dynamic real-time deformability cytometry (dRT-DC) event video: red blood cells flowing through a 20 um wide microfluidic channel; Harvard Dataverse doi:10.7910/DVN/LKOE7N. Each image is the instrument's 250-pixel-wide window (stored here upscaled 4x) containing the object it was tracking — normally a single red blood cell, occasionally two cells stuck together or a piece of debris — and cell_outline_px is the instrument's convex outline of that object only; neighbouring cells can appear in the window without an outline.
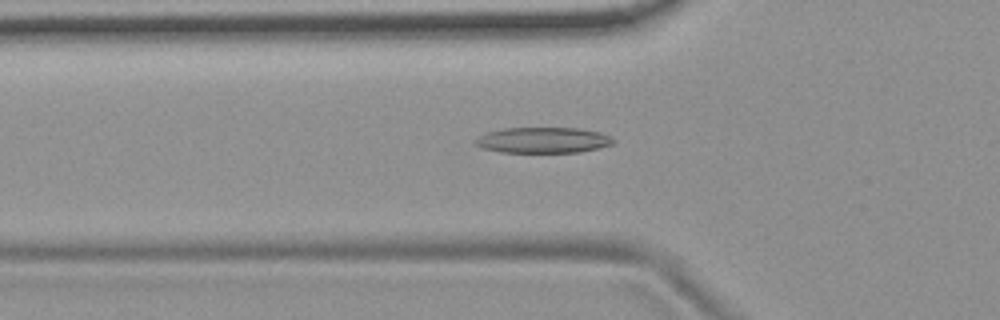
{"species": "common noctule bat (a hibernating species)", "species_latin": "Nyctalus noctula", "temperature_condition": "room temperature", "stored_images_in_passage": 38, "camera_frame_rate_fps": 3000, "um_per_image_px": 0.085, "animal": {"sex": "female", "body_mass_g": 19.9}, "frame": {"image": 1, "passage_image": 2, "time_ms": 0.333, "image_size_px": [1000, 320], "cell_outline_px": [[616, 140], [612, 144], [600, 148], [580, 152], [500, 152], [484, 148], [472, 144], [472, 140], [488, 132], [504, 128], [580, 128], [600, 132]], "centroid_in_image_um": [46.15, 11.91], "position_along_channel_um": 79.7, "area_um2": 20.75}}
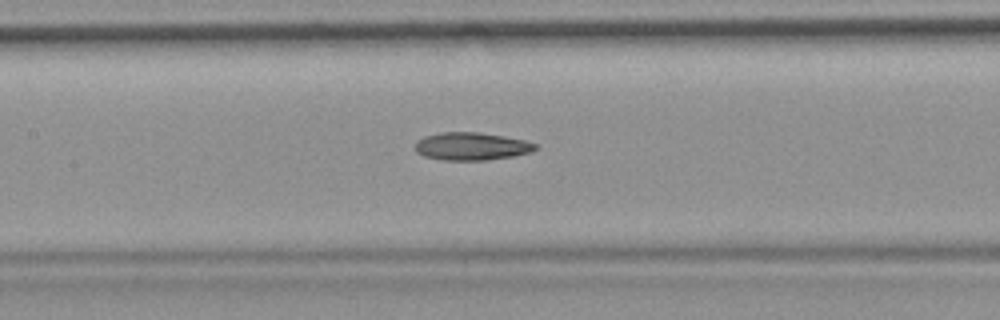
{"frame": {"image": 2, "passage_image": 9, "time_ms": 2.667, "image_size_px": [1000, 320], "cell_outline_px": [[536, 148], [532, 152], [512, 156], [484, 160], [444, 160], [424, 156], [416, 152], [416, 140], [424, 136], [440, 132], [476, 132], [504, 136], [524, 140], [536, 144]], "centroid_in_image_um": [40.05, 12.43], "position_along_channel_um": 167.4, "area_um2": 19.36}}
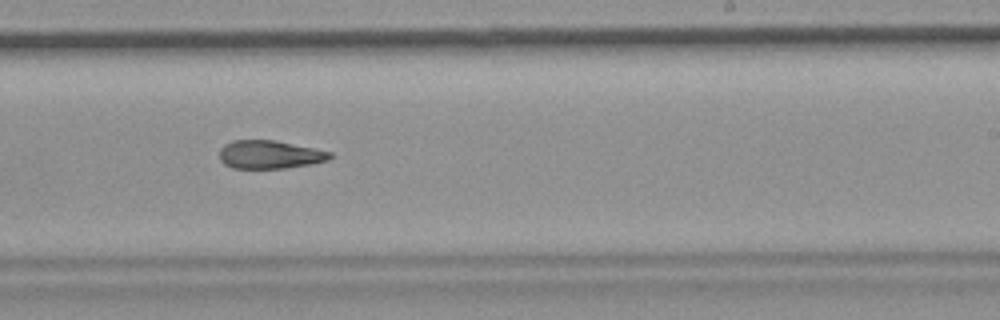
{"frame": {"image": 3, "passage_image": 17, "time_ms": 5.333, "image_size_px": [1000, 320], "cell_outline_px": [[332, 156], [328, 160], [312, 164], [284, 168], [232, 168], [224, 164], [220, 160], [220, 148], [224, 144], [232, 140], [276, 140], [332, 152]], "centroid_in_image_um": [22.91, 13.13], "position_along_channel_um": 266.1, "area_um2": 18.26}}